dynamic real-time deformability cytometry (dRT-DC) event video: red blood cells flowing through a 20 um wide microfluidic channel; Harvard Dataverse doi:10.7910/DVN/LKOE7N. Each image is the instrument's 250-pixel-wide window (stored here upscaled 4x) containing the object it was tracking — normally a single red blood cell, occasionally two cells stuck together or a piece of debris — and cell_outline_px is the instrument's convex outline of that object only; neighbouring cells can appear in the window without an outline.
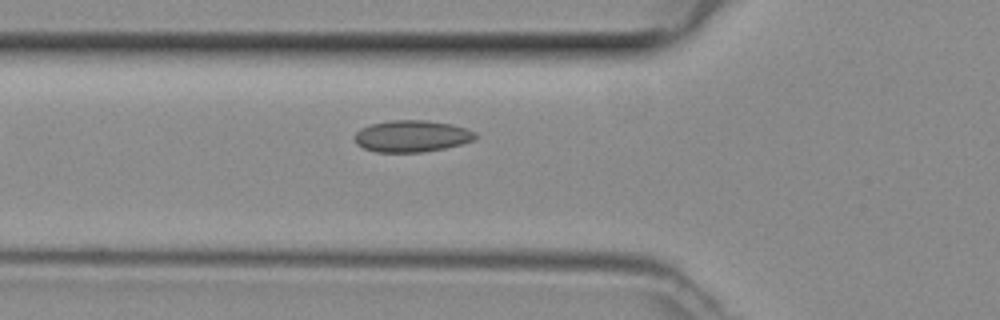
{"species": "common noctule bat (a hibernating species)", "species_latin": "Nyctalus noctula", "temperature_condition": "room temperature", "stored_images_in_passage": 35, "camera_frame_rate_fps": 3000, "um_per_image_px": 0.085, "animal": {"sex": "female", "body_mass_g": 29.2, "forearm_length_mm": 56.3}, "frame": {"image": 1, "passage_image": 4, "time_ms": 1.0, "image_size_px": [1000, 320], "cell_outline_px": [[476, 136], [472, 140], [460, 144], [444, 148], [420, 152], [376, 152], [364, 148], [356, 144], [356, 132], [360, 128], [372, 124], [392, 120], [424, 120], [452, 124], [468, 128], [476, 132]], "centroid_in_image_um": [35.01, 11.56], "position_along_channel_um": 90.8, "area_um2": 22.14}}
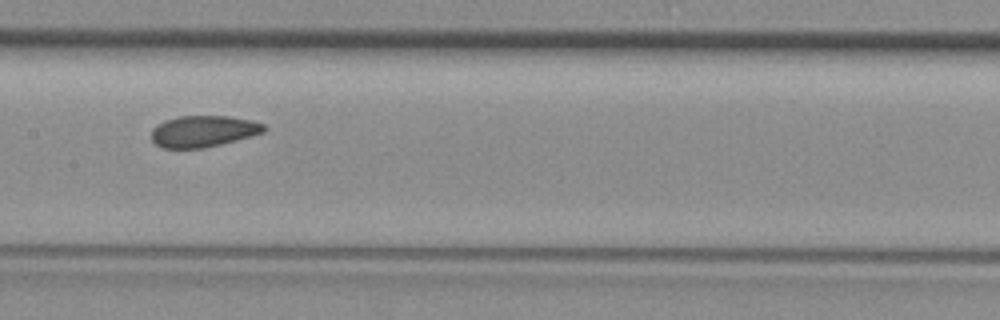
{"frame": {"image": 2, "passage_image": 11, "time_ms": 3.333, "image_size_px": [1000, 320], "cell_outline_px": [[268, 128], [264, 132], [236, 140], [204, 148], [164, 148], [156, 144], [152, 140], [152, 128], [156, 124], [164, 120], [180, 116], [228, 116], [252, 120], [264, 124]], "centroid_in_image_um": [17.28, 11.15], "position_along_channel_um": 190.1, "area_um2": 20.63}}
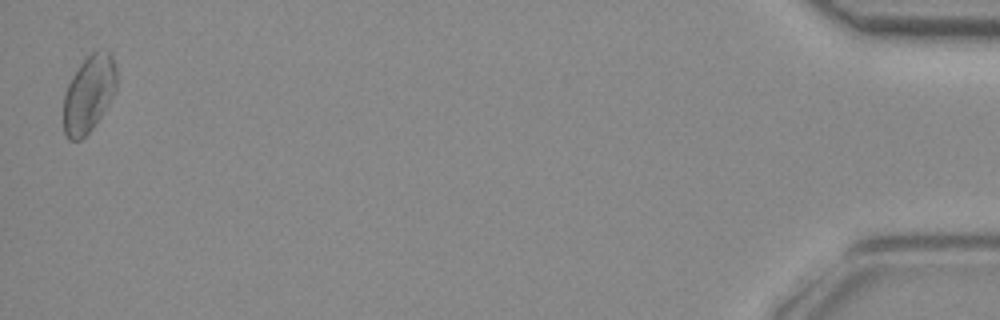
{"frame": {"image": 3, "passage_image": 35, "time_ms": 11.333, "image_size_px": [1000, 320], "cell_outline_px": [[116, 88], [112, 96], [96, 124], [80, 140], [68, 140], [64, 132], [64, 96], [68, 84], [72, 76], [80, 64], [92, 52], [100, 48], [104, 48], [112, 56], [116, 68]], "centroid_in_image_um": [7.55, 7.96], "position_along_channel_um": 427.7, "area_um2": 23.64}}